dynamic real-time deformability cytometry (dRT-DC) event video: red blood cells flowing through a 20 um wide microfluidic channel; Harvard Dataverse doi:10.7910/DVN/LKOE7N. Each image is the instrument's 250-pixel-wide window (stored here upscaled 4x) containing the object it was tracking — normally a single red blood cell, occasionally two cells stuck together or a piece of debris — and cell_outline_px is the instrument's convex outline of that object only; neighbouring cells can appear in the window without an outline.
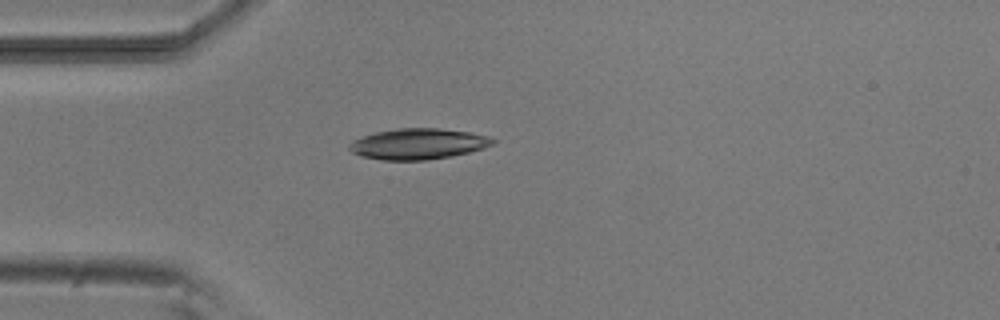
{"species": "common noctule bat (a hibernating species)", "species_latin": "Nyctalus noctula", "temperature_condition": "room temperature", "stored_images_in_passage": 1, "camera_frame_rate_fps": 3000, "um_per_image_px": 0.085, "animal": {"sex": "male", "body_mass_g": 20.5, "forearm_length_mm": 52.5}, "frame": {"image": 1, "passage_image": 1, "time_ms": 0.0, "image_size_px": [1000, 320], "cell_outline_px": [[496, 140], [492, 144], [484, 148], [452, 156], [428, 160], [380, 160], [360, 156], [352, 152], [348, 148], [348, 144], [352, 140], [376, 132], [396, 128], [440, 128], [472, 132], [488, 136]], "centroid_in_image_um": [35.53, 12.23], "position_along_channel_um": 49.5, "area_um2": 25.95}}